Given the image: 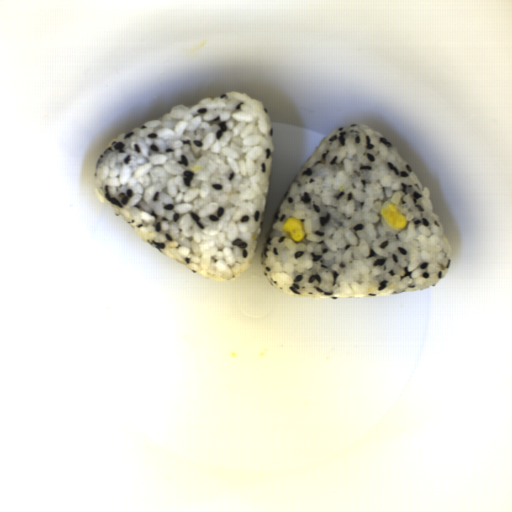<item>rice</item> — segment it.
I'll return each instance as SVG.
<instances>
[{"label": "rice", "instance_id": "obj_1", "mask_svg": "<svg viewBox=\"0 0 512 512\" xmlns=\"http://www.w3.org/2000/svg\"><path fill=\"white\" fill-rule=\"evenodd\" d=\"M273 149L262 101L223 91L113 138L93 188L150 248L232 281L256 255Z\"/></svg>", "mask_w": 512, "mask_h": 512}, {"label": "rice", "instance_id": "obj_2", "mask_svg": "<svg viewBox=\"0 0 512 512\" xmlns=\"http://www.w3.org/2000/svg\"><path fill=\"white\" fill-rule=\"evenodd\" d=\"M392 202L404 229L381 216ZM304 222L294 241L281 229ZM267 280L295 299L388 296L435 286L453 251L423 185L398 148L371 127L350 124L324 136L287 188L260 256Z\"/></svg>", "mask_w": 512, "mask_h": 512}]
</instances>
